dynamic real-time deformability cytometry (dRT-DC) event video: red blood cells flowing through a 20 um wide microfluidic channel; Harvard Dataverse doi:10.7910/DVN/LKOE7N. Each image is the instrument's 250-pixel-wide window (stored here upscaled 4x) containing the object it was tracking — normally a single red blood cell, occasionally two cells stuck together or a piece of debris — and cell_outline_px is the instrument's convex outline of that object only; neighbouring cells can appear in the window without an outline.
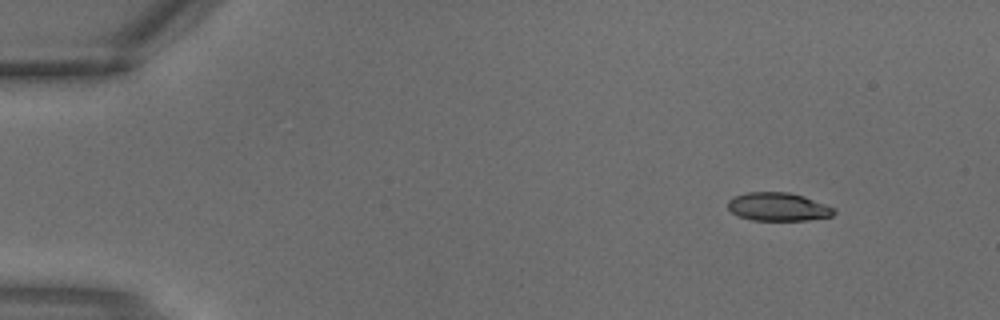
{"species": "common noctule bat (a hibernating species)", "species_latin": "Nyctalus noctula", "temperature_condition": "warm", "stored_images_in_passage": 4, "segment_of_instrument_passage": [2, 2], "camera_frame_rate_fps": 3000, "um_per_image_px": 0.085, "animal": {"sex": "male", "body_mass_g": 18.8}, "frame": {"image": 1, "passage_image": 4, "time_ms": 1.0, "image_size_px": [1000, 320], "cell_outline_px": [[836, 212], [832, 216], [808, 220], [752, 220], [740, 216], [732, 212], [728, 208], [728, 200], [732, 196], [748, 192], [788, 192], [804, 196], [836, 208]], "centroid_in_image_um": [66.15, 17.57], "position_along_channel_um": 18.8, "area_um2": 17.57}}